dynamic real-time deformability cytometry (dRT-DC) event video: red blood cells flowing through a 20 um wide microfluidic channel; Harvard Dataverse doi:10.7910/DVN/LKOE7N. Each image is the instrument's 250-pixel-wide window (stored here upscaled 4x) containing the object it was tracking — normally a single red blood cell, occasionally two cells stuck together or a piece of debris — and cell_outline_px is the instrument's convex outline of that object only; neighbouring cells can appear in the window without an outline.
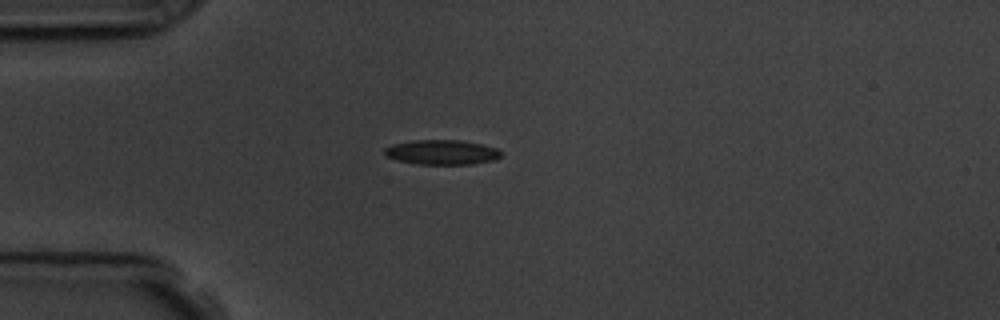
{"species": "common noctule bat (a hibernating species)", "species_latin": "Nyctalus noctula", "temperature_condition": "room temperature", "stored_images_in_passage": 42, "camera_frame_rate_fps": 3000, "um_per_image_px": 0.085, "animal": {"sex": "male", "body_mass_g": 19.5, "forearm_length_mm": 54.6}, "frame": {"image": 1, "passage_image": 5, "time_ms": 1.333, "image_size_px": [1000, 320], "cell_outline_px": [[500, 156], [496, 160], [472, 164], [420, 164], [396, 160], [384, 156], [384, 148], [392, 144], [412, 140], [460, 140], [480, 144], [496, 148], [500, 152]], "centroid_in_image_um": [37.51, 12.94], "position_along_channel_um": 47.5, "area_um2": 16.82}}
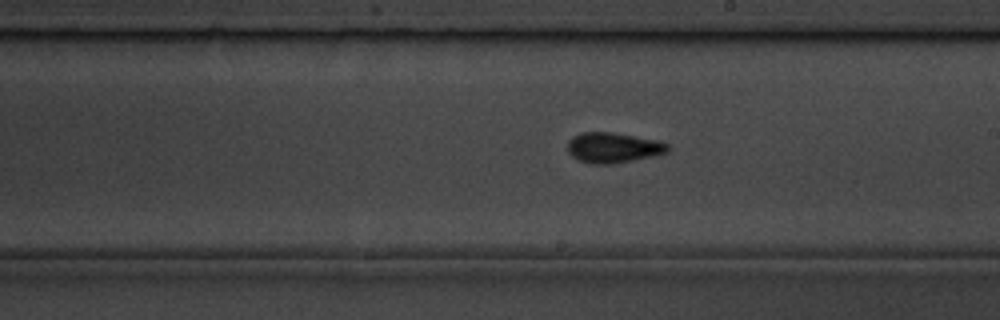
{"frame": {"image": 2, "passage_image": 22, "time_ms": 7.0, "image_size_px": [1000, 320], "cell_outline_px": [[668, 152], [652, 156], [612, 164], [588, 164], [572, 156], [568, 152], [568, 140], [572, 136], [580, 132], [608, 132], [656, 140], [668, 144]], "centroid_in_image_um": [52.06, 12.55], "position_along_channel_um": 236.9, "area_um2": 17.51}}
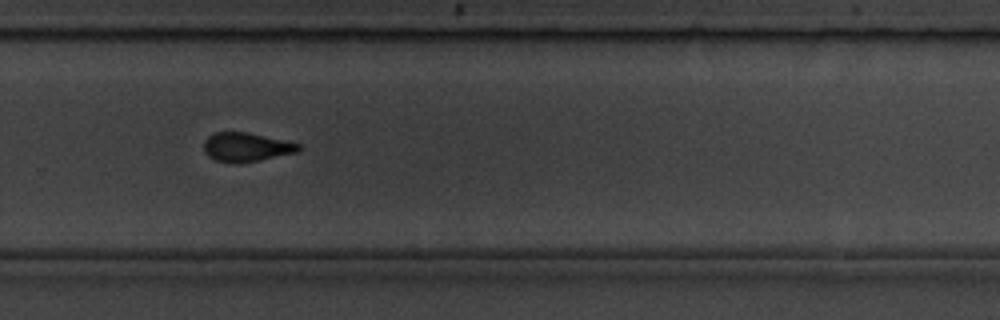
{"frame": {"image": 3, "passage_image": 28, "time_ms": 9.0, "image_size_px": [1000, 320], "cell_outline_px": [[300, 152], [240, 164], [236, 164], [216, 160], [208, 156], [204, 152], [204, 140], [208, 136], [216, 132], [248, 132], [300, 144]], "centroid_in_image_um": [20.93, 12.52], "position_along_channel_um": 308.9, "area_um2": 16.13}, "authors_computed_cell_mechanics": {"area_um2": 16.5019, "velocity_mm_per_s": 3.613, "shape_relaxation_time_tau1_ms": 4.3301, "shape_relaxation_time_tau2_ms": 2.4233, "deformation_change_tau1": 0.1352, "deformation_change_tau2": 0.082}}